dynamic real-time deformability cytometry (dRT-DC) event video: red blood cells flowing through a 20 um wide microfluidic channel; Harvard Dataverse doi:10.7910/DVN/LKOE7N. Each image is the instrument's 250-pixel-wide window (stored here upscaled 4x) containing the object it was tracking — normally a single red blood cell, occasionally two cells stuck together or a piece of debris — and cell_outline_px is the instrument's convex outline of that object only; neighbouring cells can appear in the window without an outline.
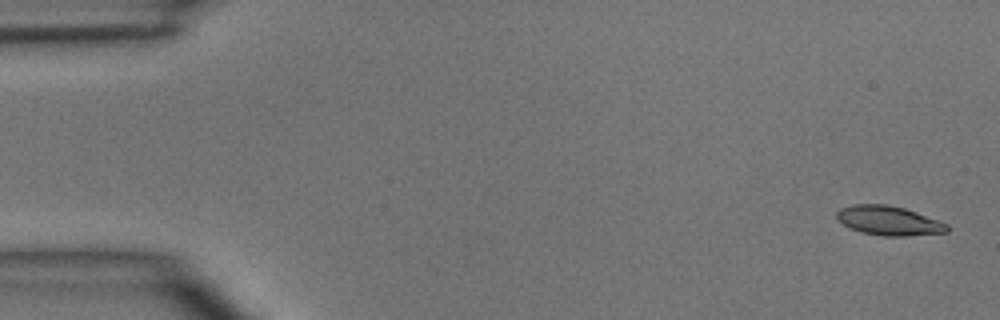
{"species": "common noctule bat (a hibernating species)", "species_latin": "Nyctalus noctula", "temperature_condition": "room temperature", "stored_images_in_passage": 8, "camera_frame_rate_fps": 3000, "um_per_image_px": 0.085, "animal": {"sex": "male", "body_mass_g": 15.6}, "frame": {"image": 1, "passage_image": 1, "time_ms": 0.0, "image_size_px": [1000, 320], "cell_outline_px": [[948, 232], [908, 236], [884, 236], [860, 232], [848, 228], [836, 220], [836, 212], [840, 208], [852, 204], [888, 204], [904, 208], [916, 212], [948, 224]], "centroid_in_image_um": [75.49, 18.75], "position_along_channel_um": 9.5, "area_um2": 19.07}}
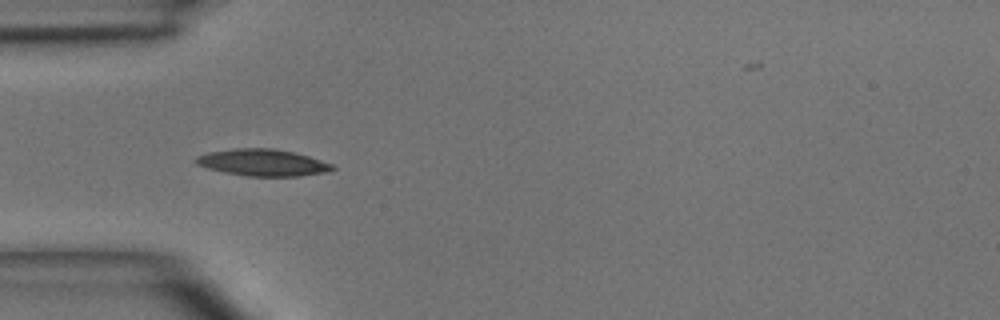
{"frame": {"image": 2, "passage_image": 4, "time_ms": 4.333, "image_size_px": [1000, 320], "cell_outline_px": [[336, 168], [324, 172], [300, 176], [248, 176], [224, 172], [208, 168], [196, 164], [196, 156], [208, 152], [232, 148], [276, 148], [296, 152], [332, 164]], "centroid_in_image_um": [22.32, 13.8], "position_along_channel_um": 62.7, "area_um2": 21.27}}